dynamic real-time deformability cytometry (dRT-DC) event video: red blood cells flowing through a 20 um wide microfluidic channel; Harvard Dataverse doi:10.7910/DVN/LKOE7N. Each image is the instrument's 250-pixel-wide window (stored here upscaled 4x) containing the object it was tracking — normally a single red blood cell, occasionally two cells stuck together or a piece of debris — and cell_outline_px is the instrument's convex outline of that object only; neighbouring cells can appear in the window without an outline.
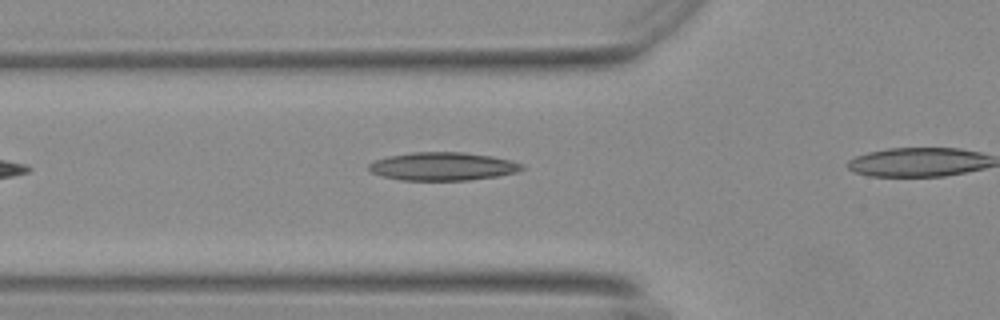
{"species": "Egyptian fruit bat (a non-hibernating species)", "species_latin": "Rousettus aegyptiacus", "temperature_condition": "warm", "stored_images_in_passage": 8, "camera_frame_rate_fps": 3000, "um_per_image_px": 0.085, "animal": {"sex": "female"}, "frame": {"image": 1, "passage_image": 3, "time_ms": 0.667, "image_size_px": [1000, 320], "cell_outline_px": [[524, 168], [516, 172], [496, 176], [468, 180], [400, 180], [384, 176], [372, 172], [368, 168], [368, 164], [376, 160], [388, 156], [412, 152], [464, 152], [492, 156], [524, 164]], "centroid_in_image_um": [37.63, 14.13], "position_along_channel_um": 88.2, "area_um2": 24.97}}
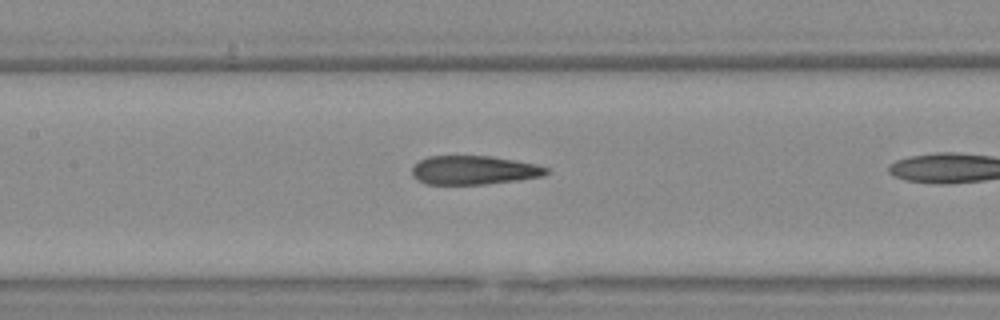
{"frame": {"image": 2, "passage_image": 6, "time_ms": 1.667, "image_size_px": [1000, 320], "cell_outline_px": [[548, 172], [540, 176], [516, 180], [484, 184], [428, 184], [412, 176], [412, 168], [420, 160], [428, 156], [492, 156], [536, 164], [548, 168]], "centroid_in_image_um": [40.26, 14.45], "position_along_channel_um": 167.1, "area_um2": 22.25}}